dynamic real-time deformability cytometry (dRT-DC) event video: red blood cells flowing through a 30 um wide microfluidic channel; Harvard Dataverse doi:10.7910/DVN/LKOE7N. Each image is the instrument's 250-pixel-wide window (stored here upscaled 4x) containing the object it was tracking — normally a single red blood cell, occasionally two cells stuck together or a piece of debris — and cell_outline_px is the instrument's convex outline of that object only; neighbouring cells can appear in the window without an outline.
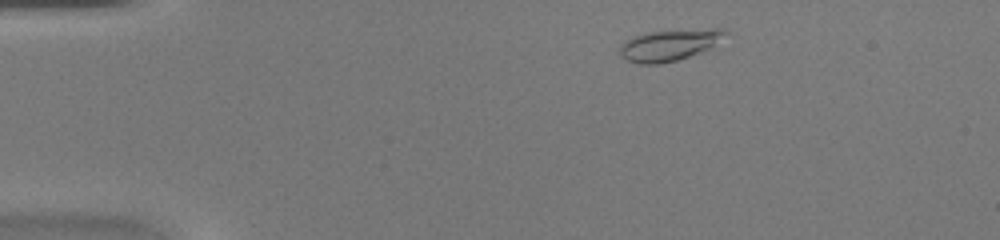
{"species": "common noctule bat (a hibernating species)", "species_latin": "Nyctalus noctula", "temperature_condition": "warm", "stored_images_in_passage": 42, "camera_frame_rate_fps": 3000, "um_per_image_px": 0.085, "animal": {"sex": "female", "body_mass_g": 20.0, "forearm_length_mm": 54.0}, "frame": {"image": 1, "passage_image": 4, "time_ms": 1.0, "image_size_px": [1000, 240], "cell_outline_px": [[728, 32], [712, 48], [676, 60], [660, 64], [640, 64], [628, 60], [620, 56], [620, 44], [624, 40], [632, 36], [648, 32], [712, 28], [724, 28]], "centroid_in_image_um": [56.88, 3.82], "position_along_channel_um": 28.1, "area_um2": 19.31}}
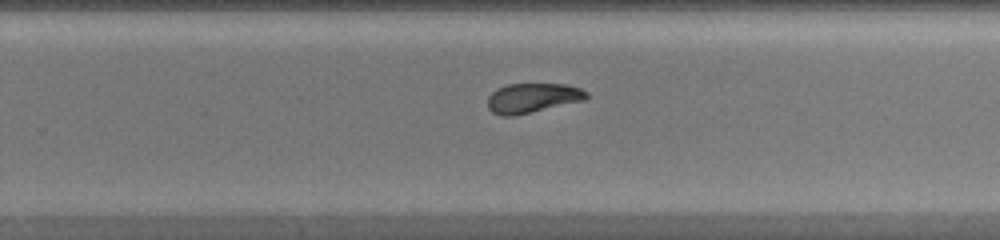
{"frame": {"image": 2, "passage_image": 26, "time_ms": 8.333, "image_size_px": [1000, 240], "cell_outline_px": [[588, 100], [512, 116], [504, 116], [492, 112], [488, 108], [488, 96], [496, 88], [508, 84], [564, 84], [580, 88], [588, 92]], "centroid_in_image_um": [45.29, 8.32], "position_along_channel_um": 284.5, "area_um2": 17.17}}
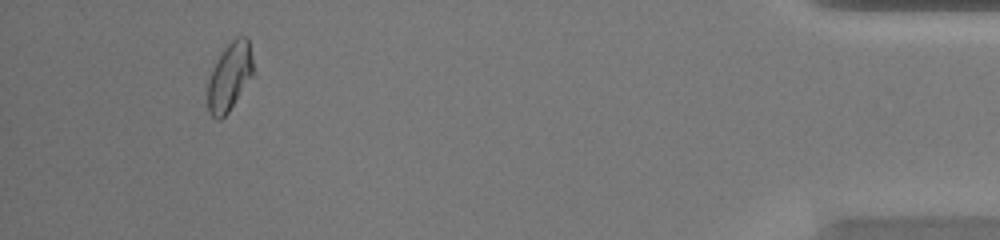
{"frame": {"image": 3, "passage_image": 39, "time_ms": 12.667, "image_size_px": [1000, 240], "cell_outline_px": [[252, 72], [228, 112], [220, 120], [216, 120], [208, 112], [208, 80], [212, 68], [224, 48], [236, 36], [248, 36], [252, 60]], "centroid_in_image_um": [19.47, 6.49], "position_along_channel_um": 415.7, "area_um2": 17.51}}